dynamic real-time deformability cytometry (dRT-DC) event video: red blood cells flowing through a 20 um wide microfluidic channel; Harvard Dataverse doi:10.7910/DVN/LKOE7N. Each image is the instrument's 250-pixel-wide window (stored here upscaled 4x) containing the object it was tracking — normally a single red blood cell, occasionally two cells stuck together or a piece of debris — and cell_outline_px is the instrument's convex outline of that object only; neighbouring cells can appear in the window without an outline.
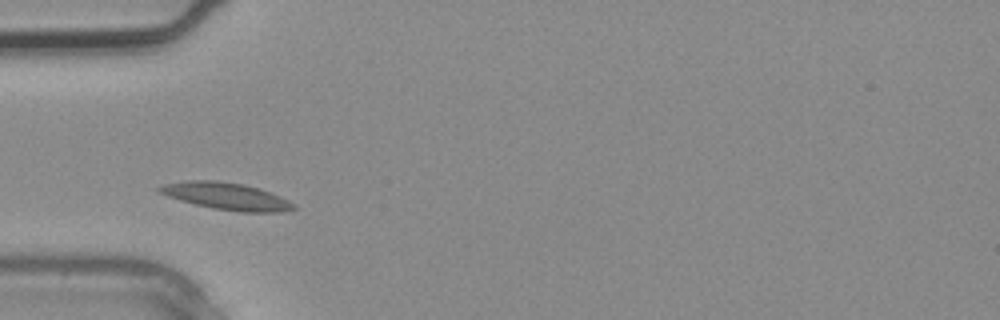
{"species": "common noctule bat (a hibernating species)", "species_latin": "Nyctalus noctula", "temperature_condition": "warm", "stored_images_in_passage": 1, "camera_frame_rate_fps": 3000, "um_per_image_px": 0.085, "animal": {"sex": "male", "body_mass_g": 20.4}, "frame": {"image": 1, "passage_image": 1, "time_ms": 0.0, "image_size_px": [1000, 320], "cell_outline_px": [[296, 208], [284, 212], [240, 212], [212, 208], [180, 200], [156, 192], [156, 188], [164, 184], [188, 180], [212, 180], [244, 184], [280, 196], [296, 204]], "centroid_in_image_um": [19.23, 16.68], "position_along_channel_um": 65.8, "area_um2": 21.1}}